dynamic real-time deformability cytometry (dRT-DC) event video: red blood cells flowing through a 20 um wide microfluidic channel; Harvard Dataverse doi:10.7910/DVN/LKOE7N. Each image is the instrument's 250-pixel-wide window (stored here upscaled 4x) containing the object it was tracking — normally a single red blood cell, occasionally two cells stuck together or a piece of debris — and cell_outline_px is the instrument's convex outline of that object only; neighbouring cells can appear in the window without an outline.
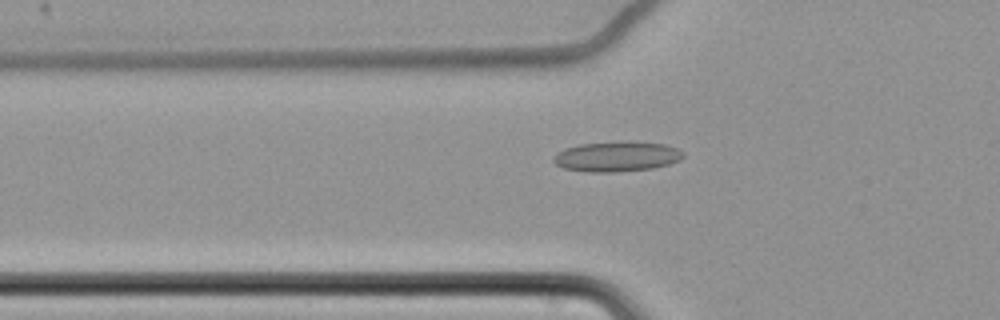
{"species": "common noctule bat (a hibernating species)", "species_latin": "Nyctalus noctula", "temperature_condition": "cold", "stored_images_in_passage": 53, "camera_frame_rate_fps": 3000, "um_per_image_px": 0.085, "animal": {"sex": "female", "body_mass_g": 22.7, "forearm_length_mm": 54.2}, "frame": {"image": 1, "passage_image": 20, "time_ms": 6.333, "image_size_px": [1000, 320], "cell_outline_px": [[684, 156], [680, 160], [668, 164], [652, 168], [616, 172], [588, 172], [564, 168], [556, 164], [552, 160], [556, 152], [564, 148], [580, 144], [664, 144], [676, 148], [684, 152]], "centroid_in_image_um": [52.38, 13.35], "position_along_channel_um": 73.4, "area_um2": 21.79}}
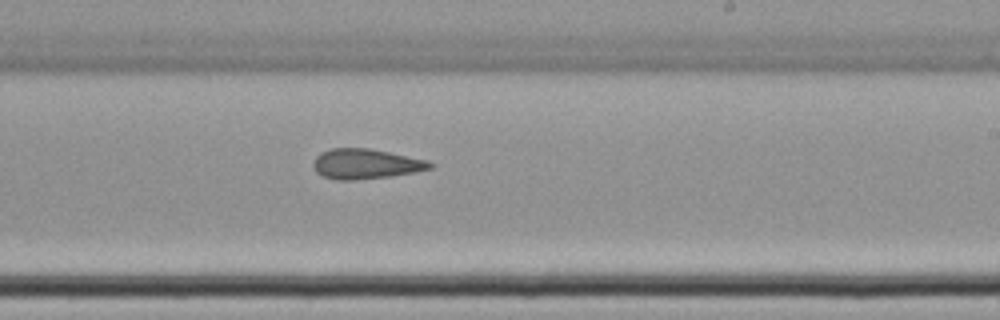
{"frame": {"image": 2, "passage_image": 36, "time_ms": 11.667, "image_size_px": [1000, 320], "cell_outline_px": [[436, 164], [432, 168], [416, 172], [392, 176], [356, 180], [336, 180], [324, 176], [316, 172], [312, 168], [312, 164], [316, 156], [320, 152], [332, 148], [368, 148], [428, 160]], "centroid_in_image_um": [31.09, 13.94], "position_along_channel_um": 257.9, "area_um2": 20.63}}
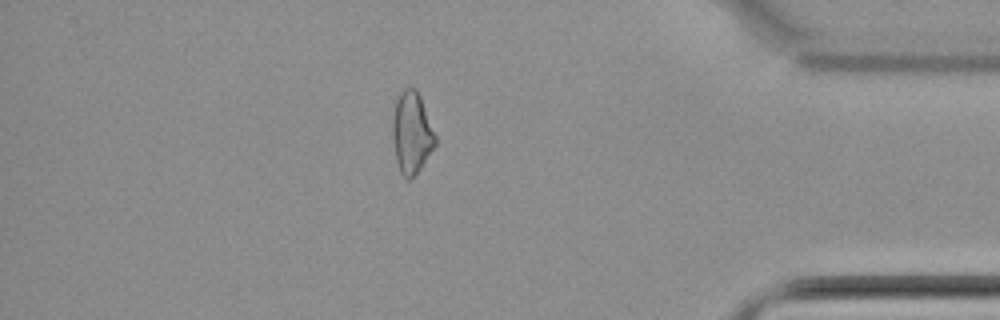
{"frame": {"image": 3, "passage_image": 51, "time_ms": 16.667, "image_size_px": [1000, 320], "cell_outline_px": [[436, 144], [412, 180], [408, 180], [400, 172], [396, 160], [392, 136], [392, 120], [396, 100], [400, 92], [404, 88], [416, 88], [420, 96], [436, 136]], "centroid_in_image_um": [34.98, 11.29], "position_along_channel_um": 400.2, "area_um2": 20.29}}